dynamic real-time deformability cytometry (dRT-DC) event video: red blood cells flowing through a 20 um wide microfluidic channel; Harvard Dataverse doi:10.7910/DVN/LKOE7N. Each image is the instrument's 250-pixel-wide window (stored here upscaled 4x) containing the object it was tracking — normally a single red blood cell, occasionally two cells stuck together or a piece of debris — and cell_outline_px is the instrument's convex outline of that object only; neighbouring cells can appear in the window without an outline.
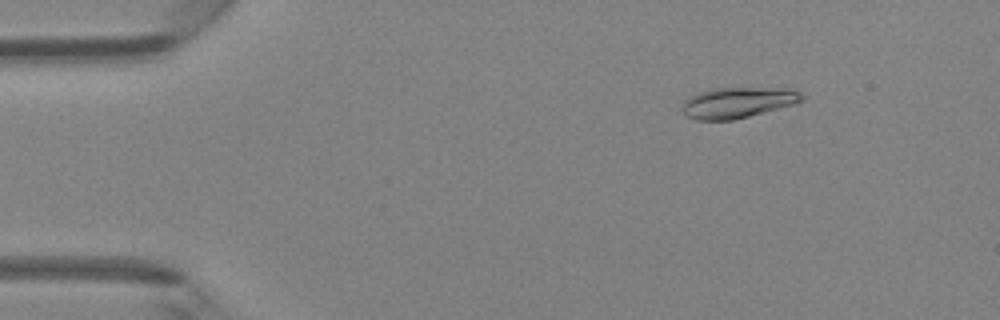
{"species": "Egyptian fruit bat (a non-hibernating species)", "species_latin": "Rousettus aegyptiacus", "temperature_condition": "room temperature", "stored_images_in_passage": 48, "camera_frame_rate_fps": 3000, "um_per_image_px": 0.085, "animal": {"sex": "female"}, "frame": {"image": 1, "passage_image": 7, "time_ms": 2.0, "image_size_px": [1000, 320], "cell_outline_px": [[804, 100], [792, 104], [748, 116], [732, 120], [696, 120], [684, 116], [684, 100], [688, 96], [696, 92], [712, 88], [788, 88], [800, 92], [804, 96]], "centroid_in_image_um": [62.66, 8.7], "position_along_channel_um": 22.3, "area_um2": 21.39}}
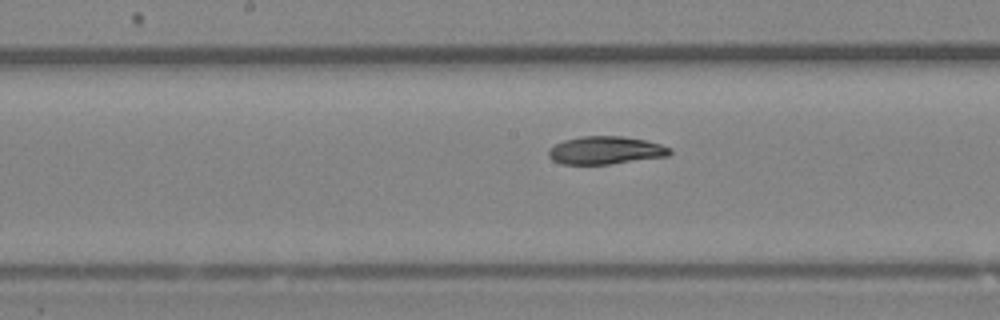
{"frame": {"image": 2, "passage_image": 25, "time_ms": 8.0, "image_size_px": [1000, 320], "cell_outline_px": [[672, 152], [668, 156], [608, 164], [560, 164], [552, 160], [548, 156], [548, 148], [564, 140], [580, 136], [620, 136], [644, 140], [660, 144], [672, 148]], "centroid_in_image_um": [51.45, 12.78], "position_along_channel_um": 196.8, "area_um2": 19.71}}
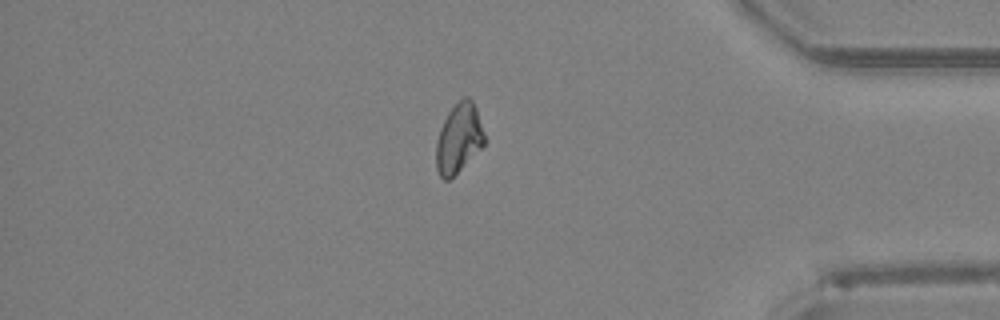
{"frame": {"image": 3, "passage_image": 41, "time_ms": 13.333, "image_size_px": [1000, 320], "cell_outline_px": [[484, 144], [448, 180], [444, 180], [440, 176], [436, 168], [436, 140], [440, 128], [448, 112], [464, 96], [468, 96], [472, 100], [476, 108], [484, 132]], "centroid_in_image_um": [38.97, 11.73], "position_along_channel_um": 396.2, "area_um2": 19.07}, "authors_computed_cell_mechanics": {"area_um2": 20.2589, "velocity_mm_per_s": 4.2777, "shape_relaxation_time_tau1_ms": 3.8678, "shape_relaxation_time_tau2_ms": 1.9434, "deformation_change_tau1": 0.1522, "deformation_change_tau2": 0.0654}}